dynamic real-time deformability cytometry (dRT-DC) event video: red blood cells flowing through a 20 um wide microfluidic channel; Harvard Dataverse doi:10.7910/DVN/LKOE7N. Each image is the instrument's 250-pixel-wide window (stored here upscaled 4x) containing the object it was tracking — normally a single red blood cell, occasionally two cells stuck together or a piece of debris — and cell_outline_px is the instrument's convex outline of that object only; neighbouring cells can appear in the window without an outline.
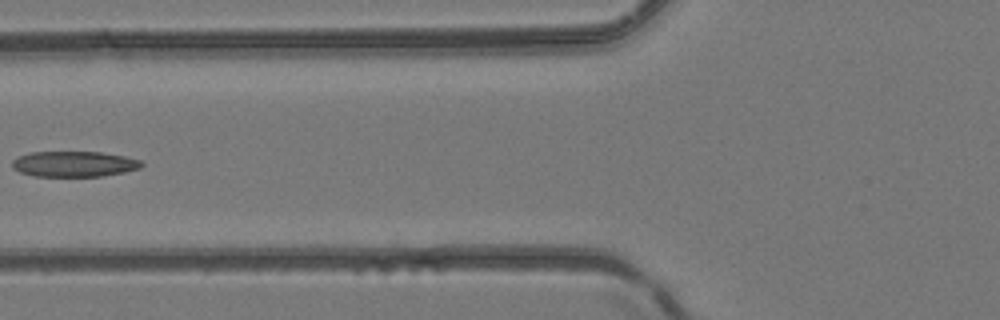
{"species": "common noctule bat (a hibernating species)", "species_latin": "Nyctalus noctula", "temperature_condition": "room temperature", "stored_images_in_passage": 5, "camera_frame_rate_fps": 3000, "um_per_image_px": 0.085, "animal": {"sex": "female", "body_mass_g": 24.6, "forearm_length_mm": 56.2}, "frame": {"image": 1, "passage_image": 5, "time_ms": 1.333, "image_size_px": [1000, 320], "cell_outline_px": [[144, 164], [140, 168], [124, 172], [104, 176], [36, 176], [20, 172], [12, 168], [12, 160], [16, 156], [28, 152], [100, 152], [124, 156], [144, 160]], "centroid_in_image_um": [6.3, 13.93], "position_along_channel_um": 119.5, "area_um2": 19.48}}